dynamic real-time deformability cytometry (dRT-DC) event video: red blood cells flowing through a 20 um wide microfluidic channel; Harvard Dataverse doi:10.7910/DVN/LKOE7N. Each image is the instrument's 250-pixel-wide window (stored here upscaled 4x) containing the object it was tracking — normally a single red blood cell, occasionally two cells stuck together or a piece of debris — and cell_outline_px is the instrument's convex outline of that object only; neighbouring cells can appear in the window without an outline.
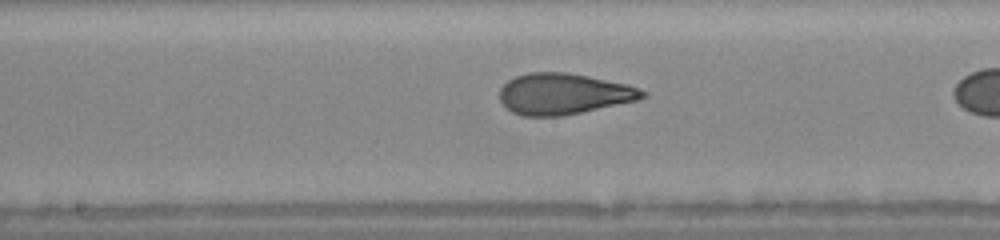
{"species": "human", "species_latin": "Homo sapiens", "temperature_condition": "warm", "stored_images_in_passage": 22, "camera_frame_rate_fps": 3000, "um_per_image_px": 0.085, "donor": {"sex": "female"}, "frame": {"image": 1, "passage_image": 10, "time_ms": 3.0, "image_size_px": [1000, 240], "cell_outline_px": [[648, 96], [636, 100], [580, 112], [560, 116], [520, 116], [504, 108], [500, 100], [500, 88], [508, 80], [516, 76], [528, 72], [564, 72], [588, 76], [628, 84], [648, 92]], "centroid_in_image_um": [47.87, 7.98], "position_along_channel_um": 200.3, "area_um2": 34.16}}